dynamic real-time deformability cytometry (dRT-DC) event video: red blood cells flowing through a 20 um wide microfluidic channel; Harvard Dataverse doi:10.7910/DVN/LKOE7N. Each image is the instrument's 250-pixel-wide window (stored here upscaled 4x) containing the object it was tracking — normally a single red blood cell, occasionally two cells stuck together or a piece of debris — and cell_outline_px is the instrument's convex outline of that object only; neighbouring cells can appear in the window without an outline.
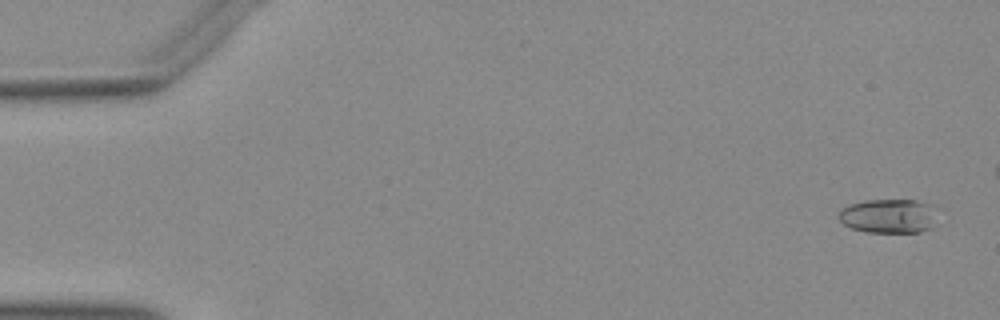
{"species": "Egyptian fruit bat (a non-hibernating species)", "species_latin": "Rousettus aegyptiacus", "temperature_condition": "warm", "stored_images_in_passage": 47, "camera_frame_rate_fps": 3000, "um_per_image_px": 0.085, "animal": {"sex": "female"}, "frame": {"image": 1, "passage_image": 2, "time_ms": 0.333, "image_size_px": [1000, 320], "cell_outline_px": [[932, 204], [928, 228], [920, 232], [864, 232], [852, 228], [844, 224], [836, 216], [840, 208], [864, 200], [916, 200]], "centroid_in_image_um": [75.38, 18.35], "position_along_channel_um": 9.6, "area_um2": 19.13}}
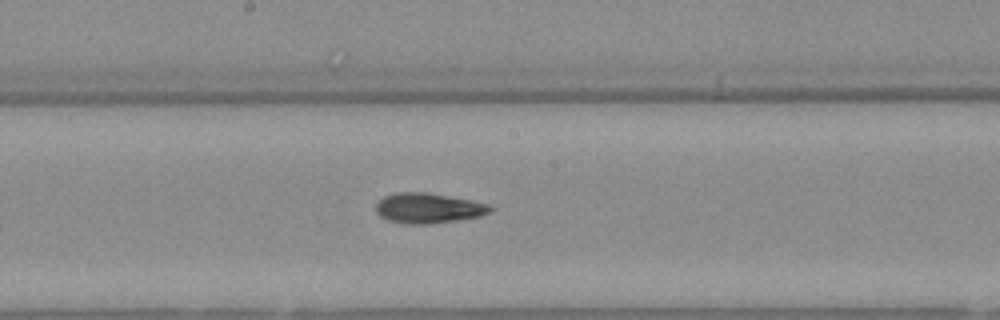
{"frame": {"image": 2, "passage_image": 28, "time_ms": 9.0, "image_size_px": [1000, 320], "cell_outline_px": [[492, 212], [480, 216], [456, 220], [428, 224], [408, 224], [388, 220], [380, 216], [376, 212], [376, 204], [384, 196], [396, 192], [428, 192], [488, 204], [492, 208]], "centroid_in_image_um": [36.38, 17.69], "position_along_channel_um": 211.8, "area_um2": 19.94}}
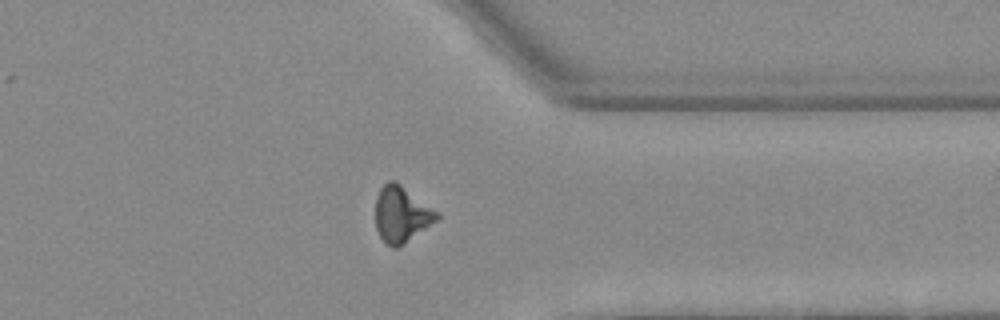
{"frame": {"image": 3, "passage_image": 41, "time_ms": 13.333, "image_size_px": [1000, 320], "cell_outline_px": [[440, 216], [436, 220], [396, 248], [392, 248], [380, 236], [376, 228], [376, 196], [380, 188], [388, 180], [392, 180], [400, 184], [436, 212]], "centroid_in_image_um": [34.06, 18.2], "position_along_channel_um": 377.3, "area_um2": 19.19}}